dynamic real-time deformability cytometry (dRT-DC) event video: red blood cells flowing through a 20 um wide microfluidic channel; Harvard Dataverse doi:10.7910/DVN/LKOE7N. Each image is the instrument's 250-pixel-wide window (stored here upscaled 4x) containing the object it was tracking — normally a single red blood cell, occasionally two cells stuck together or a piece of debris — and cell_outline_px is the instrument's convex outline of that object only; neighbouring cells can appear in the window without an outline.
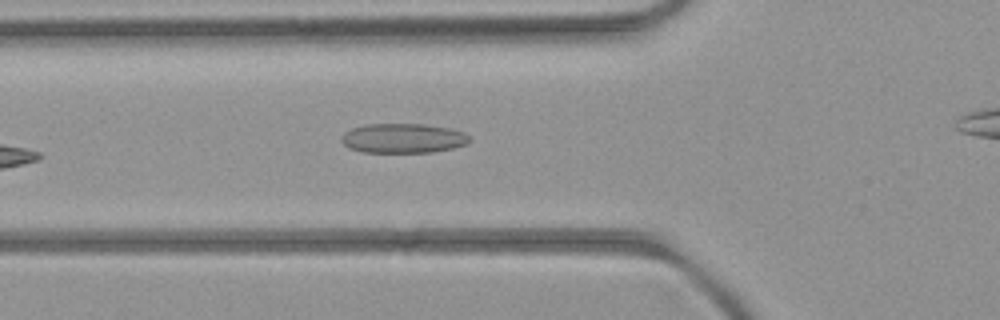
{"species": "common noctule bat (a hibernating species)", "species_latin": "Nyctalus noctula", "temperature_condition": "room temperature", "stored_images_in_passage": 6, "camera_frame_rate_fps": 3000, "um_per_image_px": 0.085, "animal": {"sex": "female", "body_mass_g": 21.9}, "frame": {"image": 1, "passage_image": 5, "time_ms": 5.667, "image_size_px": [1000, 320], "cell_outline_px": [[472, 140], [468, 144], [452, 148], [432, 152], [360, 152], [348, 148], [340, 140], [340, 136], [344, 132], [352, 128], [368, 124], [424, 124], [448, 128], [464, 132], [472, 136]], "centroid_in_image_um": [34.27, 11.75], "position_along_channel_um": 91.5, "area_um2": 22.31}}